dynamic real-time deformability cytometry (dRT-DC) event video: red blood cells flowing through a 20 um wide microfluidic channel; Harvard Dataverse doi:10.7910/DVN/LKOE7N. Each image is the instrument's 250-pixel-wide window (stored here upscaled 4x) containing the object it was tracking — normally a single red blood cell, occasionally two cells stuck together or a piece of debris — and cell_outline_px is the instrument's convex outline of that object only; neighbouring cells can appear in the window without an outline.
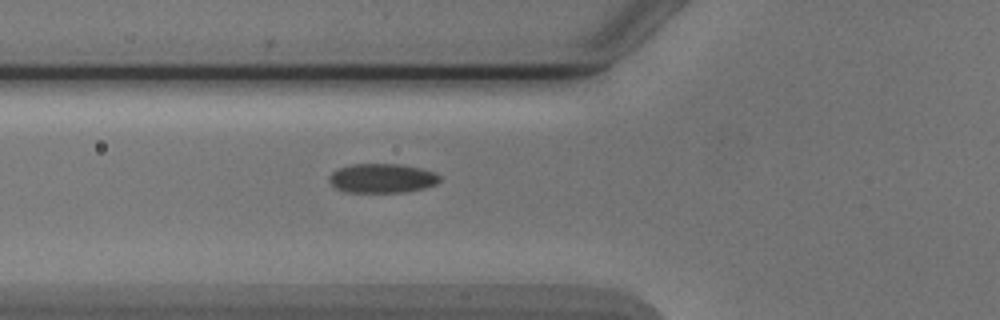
{"species": "Egyptian fruit bat (a non-hibernating species)", "species_latin": "Rousettus aegyptiacus", "temperature_condition": "cold", "stored_images_in_passage": 3, "camera_frame_rate_fps": 3000, "um_per_image_px": 0.085, "animal": {"sex": "male"}, "frame": {"image": 1, "passage_image": 3, "time_ms": 2.333, "image_size_px": [1000, 320], "cell_outline_px": [[440, 180], [436, 184], [424, 188], [404, 192], [344, 192], [336, 188], [328, 180], [328, 176], [332, 172], [340, 168], [352, 164], [400, 164], [424, 168], [436, 172], [440, 176]], "centroid_in_image_um": [32.5, 15.14], "position_along_channel_um": 93.3, "area_um2": 19.02}}